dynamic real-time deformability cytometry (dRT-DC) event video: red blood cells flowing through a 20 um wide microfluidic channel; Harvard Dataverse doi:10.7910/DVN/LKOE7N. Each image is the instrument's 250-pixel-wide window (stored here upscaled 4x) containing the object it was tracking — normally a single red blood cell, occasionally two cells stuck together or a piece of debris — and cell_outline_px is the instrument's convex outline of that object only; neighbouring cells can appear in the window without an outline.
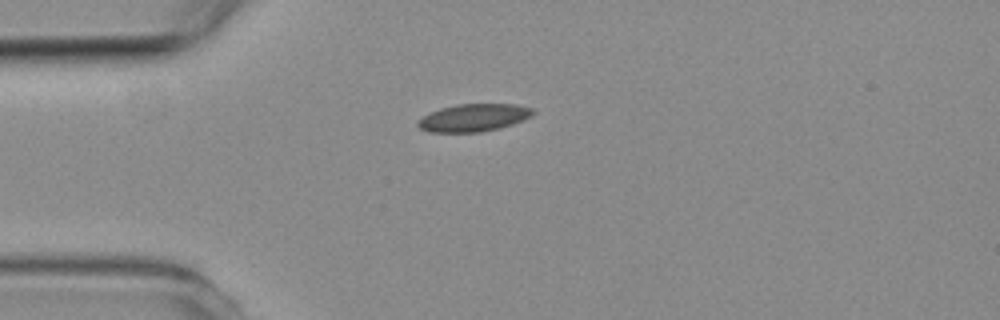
{"species": "common noctule bat (a hibernating species)", "species_latin": "Nyctalus noctula", "temperature_condition": "room temperature", "stored_images_in_passage": 1, "camera_frame_rate_fps": 3000, "um_per_image_px": 0.085, "animal": {"sex": "female", "body_mass_g": 19.3, "forearm_length_mm": 54.1}, "frame": {"image": 1, "passage_image": 1, "time_ms": 0.0, "image_size_px": [1000, 320], "cell_outline_px": [[536, 112], [532, 116], [512, 124], [480, 132], [428, 132], [420, 128], [416, 124], [424, 116], [440, 108], [456, 104], [516, 104], [532, 108]], "centroid_in_image_um": [40.28, 9.99], "position_along_channel_um": 44.7, "area_um2": 18.32}}